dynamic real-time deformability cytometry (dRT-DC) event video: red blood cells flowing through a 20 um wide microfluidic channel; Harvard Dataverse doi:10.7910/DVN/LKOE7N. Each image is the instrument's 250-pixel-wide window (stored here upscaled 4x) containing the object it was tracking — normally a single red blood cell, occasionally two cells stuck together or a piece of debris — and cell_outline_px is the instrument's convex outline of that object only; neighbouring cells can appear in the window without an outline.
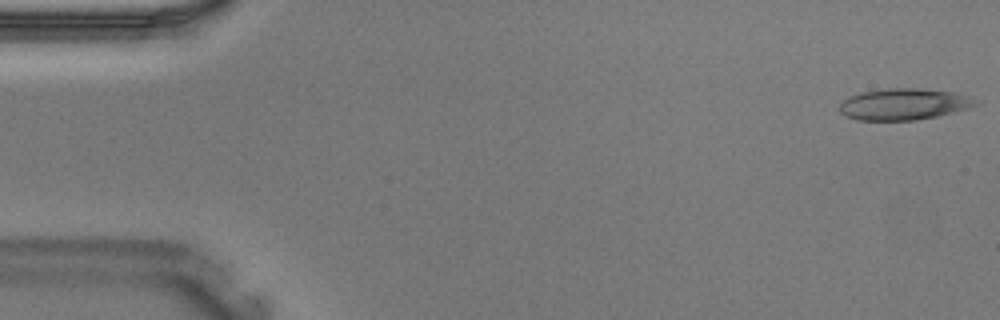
{"species": "Egyptian fruit bat (a non-hibernating species)", "species_latin": "Rousettus aegyptiacus", "temperature_condition": "warm", "stored_images_in_passage": 41, "camera_frame_rate_fps": 3000, "um_per_image_px": 0.085, "animal": {"sex": "male"}, "frame": {"image": 1, "passage_image": 1, "time_ms": 0.0, "image_size_px": [1000, 320], "cell_outline_px": [[980, 104], [968, 108], [936, 116], [916, 120], [856, 120], [844, 116], [840, 112], [840, 104], [848, 96], [860, 92], [888, 88], [916, 88], [956, 92], [968, 96], [976, 100]], "centroid_in_image_um": [76.8, 8.85], "position_along_channel_um": 8.2, "area_um2": 24.97}}
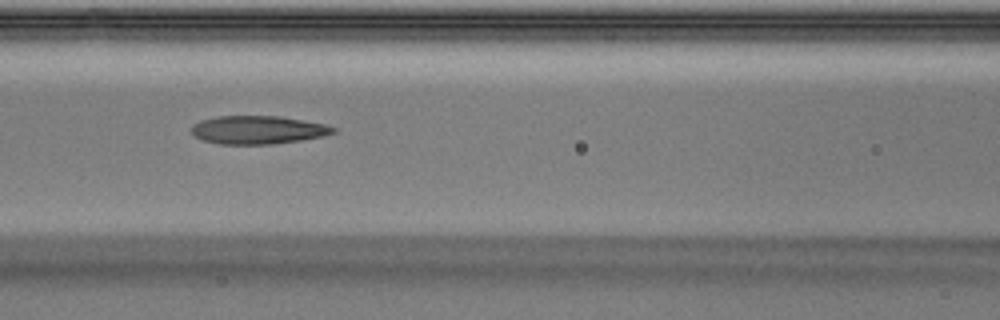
{"frame": {"image": 2, "passage_image": 17, "time_ms": 5.333, "image_size_px": [1000, 320], "cell_outline_px": [[336, 132], [324, 136], [300, 140], [272, 144], [220, 144], [204, 140], [196, 136], [192, 132], [192, 124], [200, 120], [216, 116], [280, 116], [324, 124], [336, 128]], "centroid_in_image_um": [21.92, 11.03], "position_along_channel_um": 144.7, "area_um2": 23.24}}
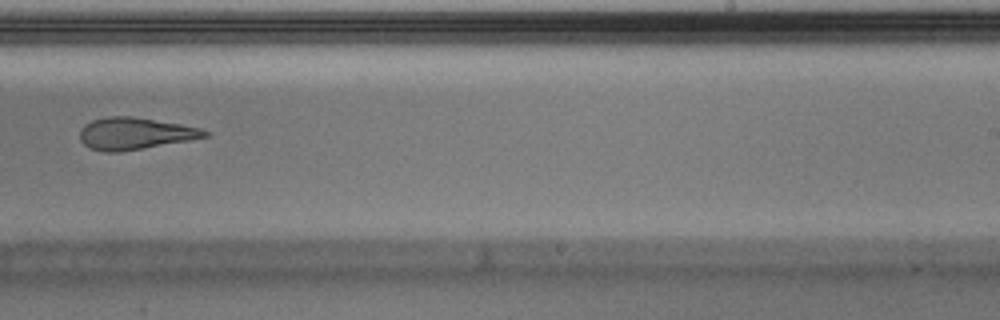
{"frame": {"image": 3, "passage_image": 25, "time_ms": 8.0, "image_size_px": [1000, 320], "cell_outline_px": [[212, 136], [192, 140], [120, 152], [104, 152], [88, 148], [80, 140], [80, 128], [84, 124], [92, 120], [108, 116], [132, 116], [180, 124], [200, 128], [212, 132]], "centroid_in_image_um": [11.49, 11.35], "position_along_channel_um": 277.5, "area_um2": 23.58}}